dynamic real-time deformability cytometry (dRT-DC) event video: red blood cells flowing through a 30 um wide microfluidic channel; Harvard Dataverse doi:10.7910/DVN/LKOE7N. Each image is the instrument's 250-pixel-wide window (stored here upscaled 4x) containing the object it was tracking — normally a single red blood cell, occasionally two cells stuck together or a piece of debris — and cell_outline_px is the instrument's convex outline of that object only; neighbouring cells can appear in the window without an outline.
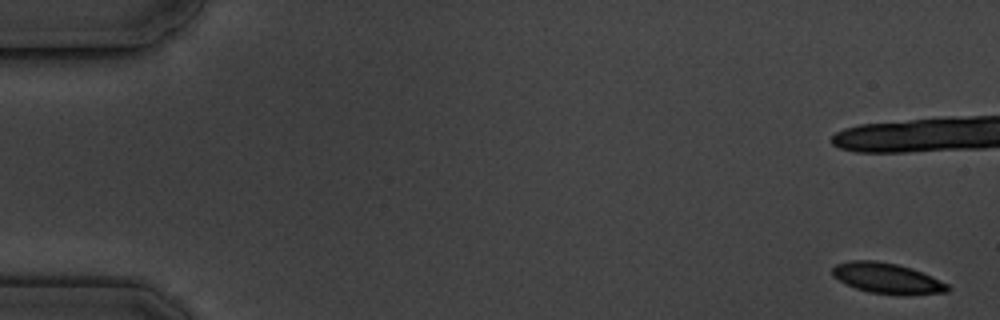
{"species": "common noctule bat (a hibernating species)", "species_latin": "Nyctalus noctula", "temperature_condition": "cold", "stored_images_in_passage": 7, "camera_frame_rate_fps": 3000, "um_per_image_px": 0.085, "animal": {"sex": "male", "body_mass_g": 19.5, "forearm_length_mm": 54.6}, "frame": {"image": 1, "passage_image": 1, "time_ms": 0.0, "image_size_px": [1000, 320], "cell_outline_px": [[952, 288], [948, 292], [904, 296], [868, 292], [856, 288], [832, 276], [832, 268], [836, 264], [852, 260], [876, 260], [896, 264], [912, 268], [948, 284]], "centroid_in_image_um": [75.43, 23.67], "position_along_channel_um": 9.6, "area_um2": 20.63}}